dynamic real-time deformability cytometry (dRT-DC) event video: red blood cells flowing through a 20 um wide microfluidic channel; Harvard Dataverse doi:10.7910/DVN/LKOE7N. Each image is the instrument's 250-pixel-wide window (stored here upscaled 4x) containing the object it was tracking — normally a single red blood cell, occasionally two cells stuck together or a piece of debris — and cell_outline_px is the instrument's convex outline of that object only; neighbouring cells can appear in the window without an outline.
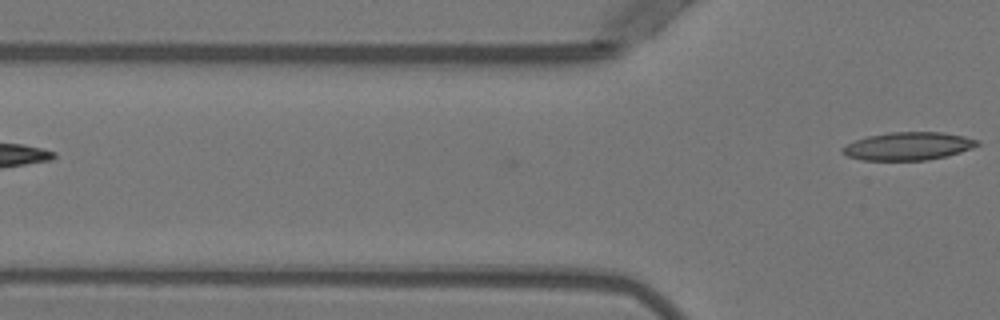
{"species": "Egyptian fruit bat (a non-hibernating species)", "species_latin": "Rousettus aegyptiacus", "temperature_condition": "warm", "stored_images_in_passage": 3, "camera_frame_rate_fps": 3000, "um_per_image_px": 0.085, "animal": {"sex": "female"}, "frame": {"image": 1, "passage_image": 3, "time_ms": 0.667, "image_size_px": [1000, 320], "cell_outline_px": [[980, 144], [972, 148], [960, 152], [928, 160], [864, 160], [848, 156], [840, 152], [840, 148], [856, 140], [868, 136], [888, 132], [940, 132], [964, 136], [980, 140]], "centroid_in_image_um": [77.2, 12.42], "position_along_channel_um": 48.6, "area_um2": 21.91}}